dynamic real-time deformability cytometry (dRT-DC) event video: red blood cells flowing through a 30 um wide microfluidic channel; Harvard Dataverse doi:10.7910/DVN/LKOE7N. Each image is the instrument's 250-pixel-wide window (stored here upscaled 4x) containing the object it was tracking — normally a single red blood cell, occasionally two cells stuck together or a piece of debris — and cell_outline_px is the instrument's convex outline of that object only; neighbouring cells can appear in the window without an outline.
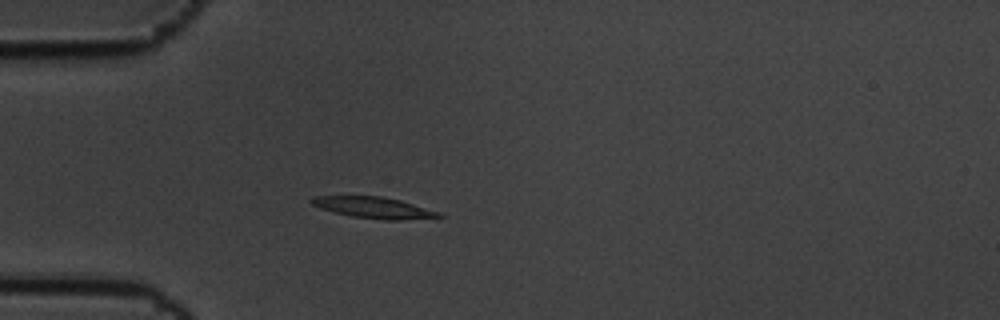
{"species": "common noctule bat (a hibernating species)", "species_latin": "Nyctalus noctula", "temperature_condition": "cold", "stored_images_in_passage": 6, "camera_frame_rate_fps": 3000, "um_per_image_px": 0.085, "animal": {"sex": "male", "body_mass_g": 19.5, "forearm_length_mm": 54.6}, "frame": {"image": 1, "passage_image": 5, "time_ms": 1.333, "image_size_px": [1000, 320], "cell_outline_px": [[444, 216], [400, 220], [384, 220], [352, 216], [320, 208], [312, 204], [308, 200], [312, 196], [380, 196], [400, 200], [440, 212]], "centroid_in_image_um": [31.74, 17.64], "position_along_channel_um": 53.3, "area_um2": 15.55}}